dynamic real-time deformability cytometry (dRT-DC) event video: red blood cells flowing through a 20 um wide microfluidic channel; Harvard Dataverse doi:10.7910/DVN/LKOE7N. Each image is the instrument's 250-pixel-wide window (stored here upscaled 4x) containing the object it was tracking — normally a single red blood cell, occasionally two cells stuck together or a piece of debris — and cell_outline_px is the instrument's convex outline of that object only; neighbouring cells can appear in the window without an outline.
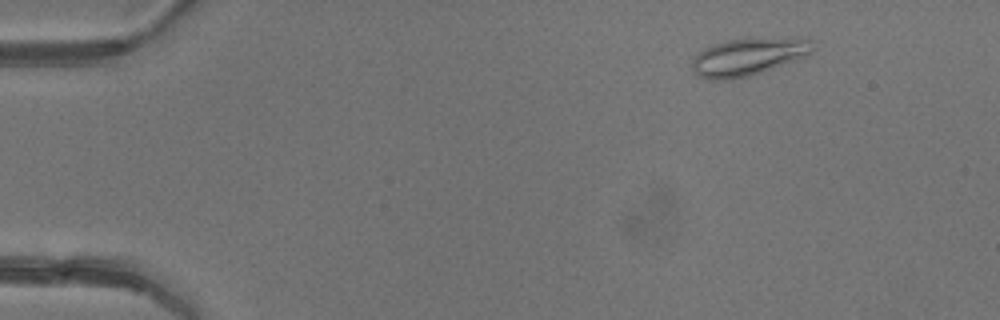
{"species": "common noctule bat (a hibernating species)", "species_latin": "Nyctalus noctula", "temperature_condition": "warm", "stored_images_in_passage": 5, "camera_frame_rate_fps": 3000, "um_per_image_px": 0.085, "animal": {"sex": "female"}, "frame": {"image": 1, "passage_image": 2, "time_ms": 1.0, "image_size_px": [1000, 320], "cell_outline_px": [[816, 48], [812, 52], [796, 60], [748, 76], [724, 80], [708, 80], [700, 76], [692, 68], [692, 60], [704, 48], [712, 44], [728, 40], [752, 36], [808, 36]], "centroid_in_image_um": [63.7, 4.75], "position_along_channel_um": 21.3, "area_um2": 27.17}}